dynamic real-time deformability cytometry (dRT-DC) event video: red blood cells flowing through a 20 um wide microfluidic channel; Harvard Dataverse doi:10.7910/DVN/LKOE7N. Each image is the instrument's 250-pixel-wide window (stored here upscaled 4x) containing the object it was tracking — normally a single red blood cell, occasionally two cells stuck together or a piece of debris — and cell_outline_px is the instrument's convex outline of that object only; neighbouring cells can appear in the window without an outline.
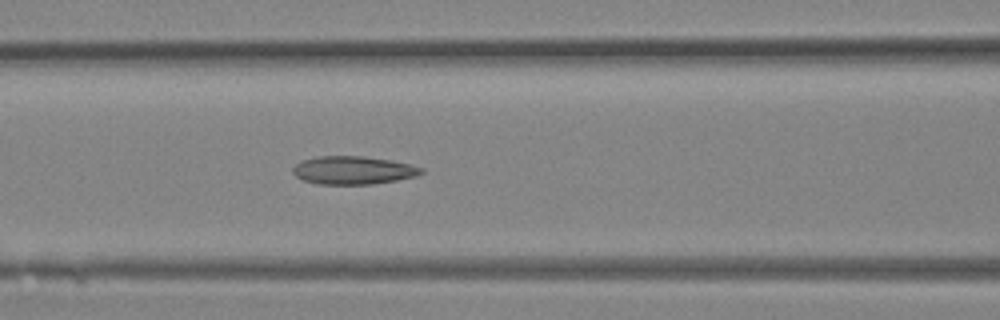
{"species": "Egyptian fruit bat (a non-hibernating species)", "species_latin": "Rousettus aegyptiacus", "temperature_condition": "room temperature", "stored_images_in_passage": 33, "camera_frame_rate_fps": 3000, "um_per_image_px": 0.085, "animal": {"sex": "female"}, "frame": {"image": 1, "passage_image": 14, "time_ms": 4.333, "image_size_px": [1000, 320], "cell_outline_px": [[424, 172], [416, 176], [396, 180], [372, 184], [316, 184], [304, 180], [296, 176], [292, 172], [292, 168], [300, 160], [316, 156], [364, 156], [392, 160], [412, 164], [424, 168]], "centroid_in_image_um": [30.02, 14.46], "position_along_channel_um": 136.6, "area_um2": 21.27}}
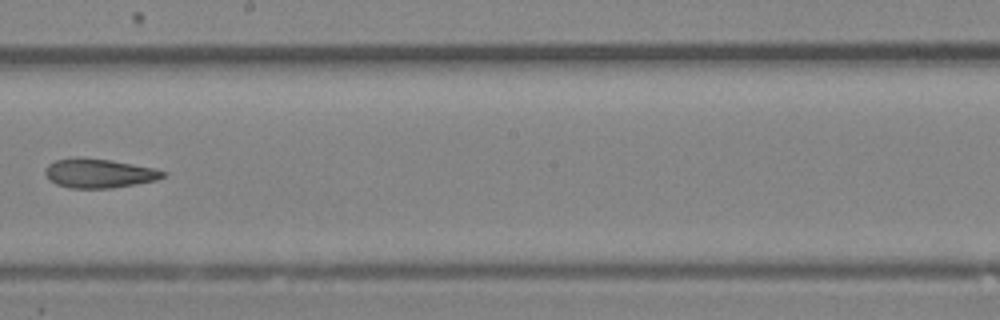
{"frame": {"image": 2, "passage_image": 19, "time_ms": 6.0, "image_size_px": [1000, 320], "cell_outline_px": [[168, 172], [164, 176], [156, 180], [136, 184], [112, 188], [72, 188], [56, 184], [48, 180], [44, 172], [48, 164], [56, 160], [72, 156], [80, 156], [108, 160], [156, 168]], "centroid_in_image_um": [8.39, 14.72], "position_along_channel_um": 239.8, "area_um2": 20.23}}
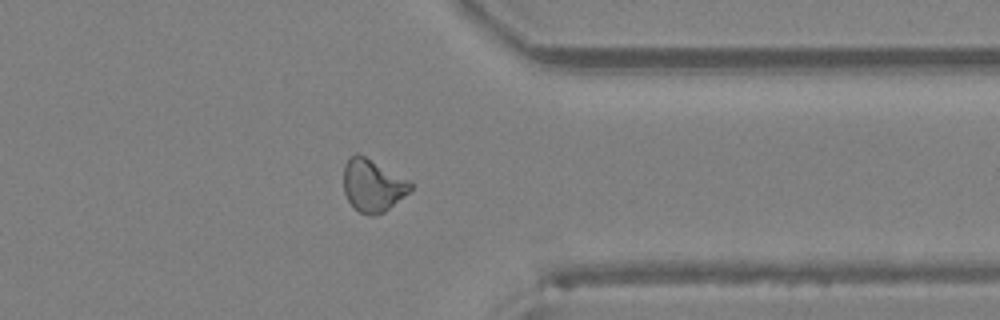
{"frame": {"image": 3, "passage_image": 26, "time_ms": 8.333, "image_size_px": [1000, 320], "cell_outline_px": [[412, 188], [408, 192], [384, 212], [376, 216], [372, 216], [360, 212], [348, 200], [344, 192], [344, 164], [356, 152], [360, 152], [408, 180], [412, 184]], "centroid_in_image_um": [31.66, 15.74], "position_along_channel_um": 379.7, "area_um2": 20.29}}